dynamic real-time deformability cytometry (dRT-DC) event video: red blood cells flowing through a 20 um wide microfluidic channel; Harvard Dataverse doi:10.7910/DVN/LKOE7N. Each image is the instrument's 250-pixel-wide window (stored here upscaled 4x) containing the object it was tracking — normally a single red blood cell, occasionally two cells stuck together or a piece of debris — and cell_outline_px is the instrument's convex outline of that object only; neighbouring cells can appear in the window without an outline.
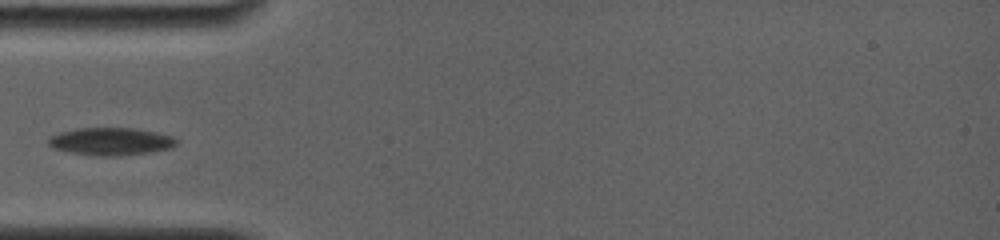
{"species": "common noctule bat (a hibernating species)", "species_latin": "Nyctalus noctula", "temperature_condition": "room temperature", "stored_images_in_passage": 42, "camera_frame_rate_fps": 4000, "um_per_image_px": 0.085, "animal": {"sex": "female", "body_mass_g": 19.0, "forearm_length_mm": 56.7}, "frame": {"image": 1, "passage_image": 1, "time_ms": 0.0, "image_size_px": [1000, 240], "cell_outline_px": [[176, 144], [172, 148], [148, 152], [120, 156], [96, 156], [72, 152], [52, 148], [48, 144], [48, 136], [60, 132], [76, 128], [132, 128], [156, 132], [172, 136], [176, 140]], "centroid_in_image_um": [9.39, 12.02], "position_along_channel_um": 75.6, "area_um2": 20.58}}
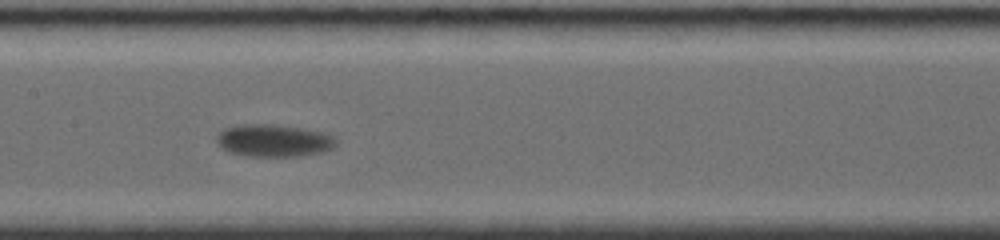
{"frame": {"image": 2, "passage_image": 19, "time_ms": 3.0, "image_size_px": [1000, 240], "cell_outline_px": [[336, 144], [332, 148], [324, 152], [304, 156], [248, 156], [228, 152], [220, 148], [216, 140], [216, 136], [224, 128], [244, 124], [268, 124], [300, 128], [320, 132], [332, 136], [336, 140]], "centroid_in_image_um": [23.23, 11.96], "position_along_channel_um": 184.2, "area_um2": 22.48}}
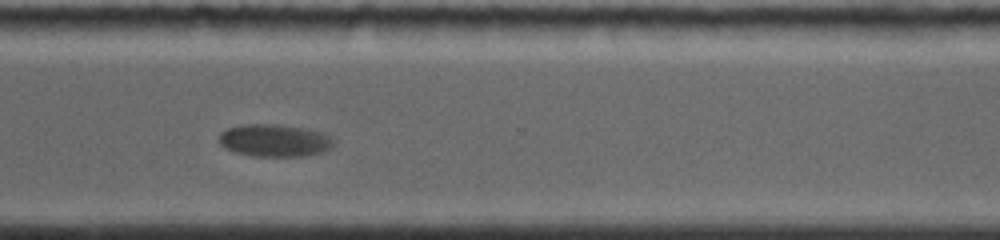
{"frame": {"image": 3, "passage_image": 41, "time_ms": 7.5, "image_size_px": [1000, 240], "cell_outline_px": [[336, 140], [332, 148], [320, 152], [304, 156], [256, 156], [236, 152], [220, 144], [220, 132], [228, 128], [248, 124], [276, 124], [304, 128], [320, 132]], "centroid_in_image_um": [23.37, 11.93], "position_along_channel_um": 347.2, "area_um2": 21.39}}